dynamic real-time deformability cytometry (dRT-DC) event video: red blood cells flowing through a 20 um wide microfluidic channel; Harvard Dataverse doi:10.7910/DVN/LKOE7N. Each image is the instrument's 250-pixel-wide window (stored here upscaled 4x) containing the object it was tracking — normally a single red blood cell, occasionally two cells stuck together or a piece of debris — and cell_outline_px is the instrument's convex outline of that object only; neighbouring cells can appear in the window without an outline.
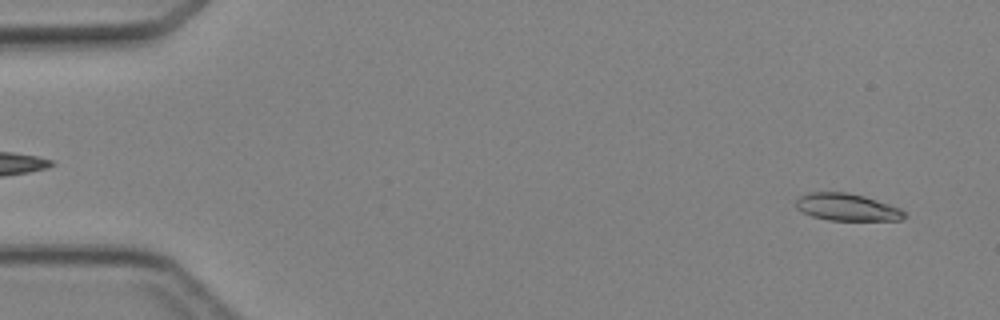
{"species": "Egyptian fruit bat (a non-hibernating species)", "species_latin": "Rousettus aegyptiacus", "temperature_condition": "cold", "stored_images_in_passage": 5, "segment_of_instrument_passage": [2, 2], "camera_frame_rate_fps": 3000, "um_per_image_px": 0.085, "animal": {"sex": "female"}, "frame": {"image": 1, "passage_image": 5, "time_ms": 5.333, "image_size_px": [1000, 320], "cell_outline_px": [[908, 216], [900, 220], [828, 220], [812, 216], [796, 208], [796, 200], [800, 196], [808, 192], [844, 192], [864, 196], [900, 208]], "centroid_in_image_um": [71.99, 17.61], "position_along_channel_um": 13.0, "area_um2": 17.05}}